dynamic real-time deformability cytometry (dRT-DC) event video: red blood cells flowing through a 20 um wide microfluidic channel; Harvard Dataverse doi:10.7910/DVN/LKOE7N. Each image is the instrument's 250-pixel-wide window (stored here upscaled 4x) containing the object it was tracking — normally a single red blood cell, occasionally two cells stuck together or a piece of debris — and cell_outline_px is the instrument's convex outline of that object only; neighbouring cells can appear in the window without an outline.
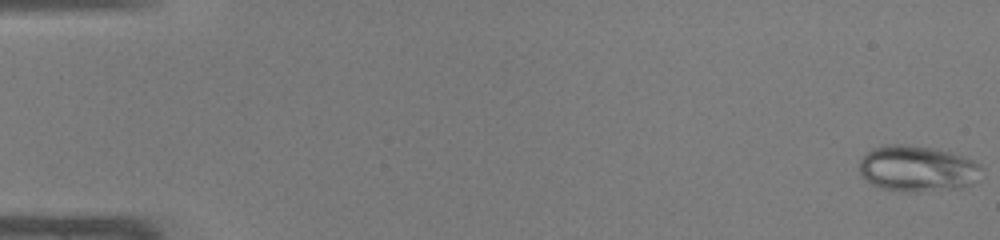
{"species": "common noctule bat (a hibernating species)", "species_latin": "Nyctalus noctula", "temperature_condition": "warm", "stored_images_in_passage": 48, "camera_frame_rate_fps": 3000, "um_per_image_px": 0.085, "animal": {"sex": "male", "body_mass_g": 19.0, "forearm_length_mm": 50.8}, "frame": {"image": 1, "passage_image": 1, "time_ms": 0.0, "image_size_px": [1000, 240], "cell_outline_px": [[984, 168], [972, 184], [960, 188], [880, 188], [872, 184], [860, 176], [860, 160], [872, 148], [880, 144], [908, 144], [932, 148], [964, 156], [980, 164]], "centroid_in_image_um": [77.96, 14.26], "position_along_channel_um": 7.0, "area_um2": 31.73}}
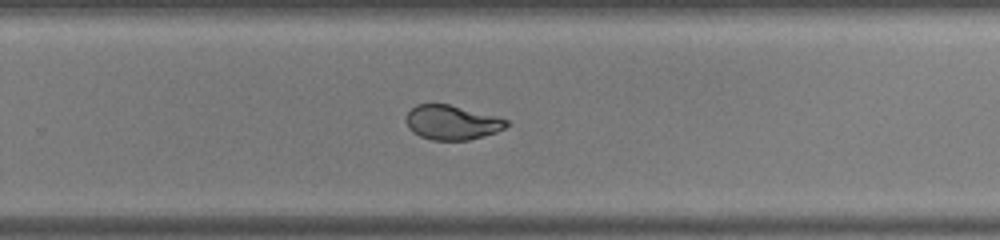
{"frame": {"image": 2, "passage_image": 32, "time_ms": 10.333, "image_size_px": [1000, 240], "cell_outline_px": [[508, 124], [504, 128], [496, 132], [468, 140], [432, 140], [420, 136], [412, 132], [408, 128], [404, 120], [404, 116], [416, 104], [448, 104], [496, 116], [508, 120]], "centroid_in_image_um": [38.36, 10.41], "position_along_channel_um": 291.4, "area_um2": 20.17}}
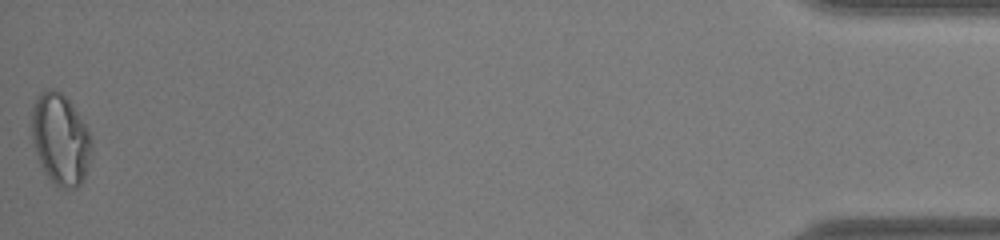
{"frame": {"image": 3, "passage_image": 48, "time_ms": 15.667, "image_size_px": [1000, 240], "cell_outline_px": [[92, 156], [84, 176], [80, 184], [76, 188], [60, 188], [44, 172], [36, 152], [32, 136], [32, 108], [40, 92], [48, 88], [52, 88], [60, 92], [72, 104], [84, 124], [88, 132], [92, 144]], "centroid_in_image_um": [5.14, 11.84], "position_along_channel_um": 430.1, "area_um2": 31.44}}